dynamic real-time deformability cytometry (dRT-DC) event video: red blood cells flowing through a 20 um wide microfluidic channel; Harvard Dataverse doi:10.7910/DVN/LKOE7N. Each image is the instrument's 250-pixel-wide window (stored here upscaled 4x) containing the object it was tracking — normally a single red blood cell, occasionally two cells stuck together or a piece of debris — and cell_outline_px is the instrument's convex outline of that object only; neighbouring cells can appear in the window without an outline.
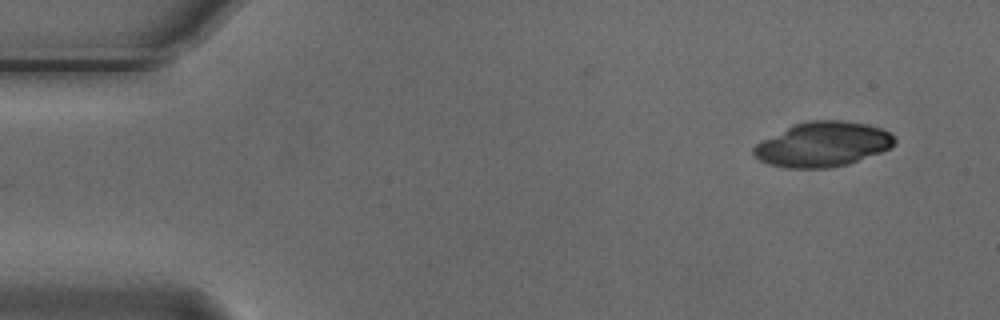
{"species": "Egyptian fruit bat (a non-hibernating species)", "species_latin": "Rousettus aegyptiacus", "temperature_condition": "cold", "stored_images_in_passage": 2, "camera_frame_rate_fps": 3000, "um_per_image_px": 0.085, "animal": {"sex": "male"}, "frame": {"image": 1, "passage_image": 2, "time_ms": 0.333, "image_size_px": [1000, 320], "cell_outline_px": [[896, 144], [880, 152], [848, 164], [832, 168], [788, 168], [768, 164], [760, 160], [752, 152], [752, 148], [760, 140], [796, 124], [808, 120], [840, 120], [868, 124], [880, 128], [888, 132], [896, 140]], "centroid_in_image_um": [69.91, 12.27], "position_along_channel_um": 15.1, "area_um2": 36.65}}